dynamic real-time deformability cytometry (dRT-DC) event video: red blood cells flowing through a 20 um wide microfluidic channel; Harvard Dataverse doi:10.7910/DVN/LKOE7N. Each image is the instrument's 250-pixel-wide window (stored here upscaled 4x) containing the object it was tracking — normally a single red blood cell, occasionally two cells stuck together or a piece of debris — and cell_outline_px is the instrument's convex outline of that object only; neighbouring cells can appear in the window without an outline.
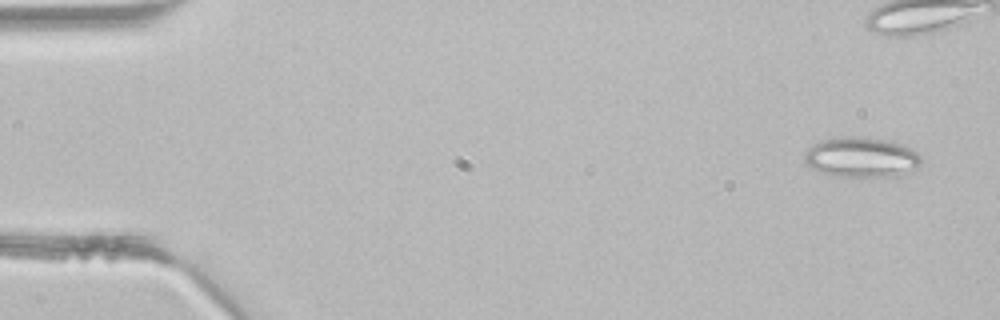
{"species": "common noctule bat (a hibernating species)", "species_latin": "Nyctalus noctula", "temperature_condition": "room temperature", "stored_images_in_passage": 5, "camera_frame_rate_fps": 3000, "um_per_image_px": 0.085, "animal": {"sex": "male", "body_mass_g": 21.5, "forearm_length_mm": 52.0}, "frame": {"image": 1, "passage_image": 1, "time_ms": 0.0, "image_size_px": [1000, 320], "cell_outline_px": [[924, 160], [916, 172], [900, 176], [832, 176], [808, 168], [804, 160], [804, 152], [812, 144], [820, 140], [840, 136], [864, 136], [892, 140], [904, 144], [916, 152]], "centroid_in_image_um": [73.25, 13.36], "position_along_channel_um": 11.7, "area_um2": 28.38}}